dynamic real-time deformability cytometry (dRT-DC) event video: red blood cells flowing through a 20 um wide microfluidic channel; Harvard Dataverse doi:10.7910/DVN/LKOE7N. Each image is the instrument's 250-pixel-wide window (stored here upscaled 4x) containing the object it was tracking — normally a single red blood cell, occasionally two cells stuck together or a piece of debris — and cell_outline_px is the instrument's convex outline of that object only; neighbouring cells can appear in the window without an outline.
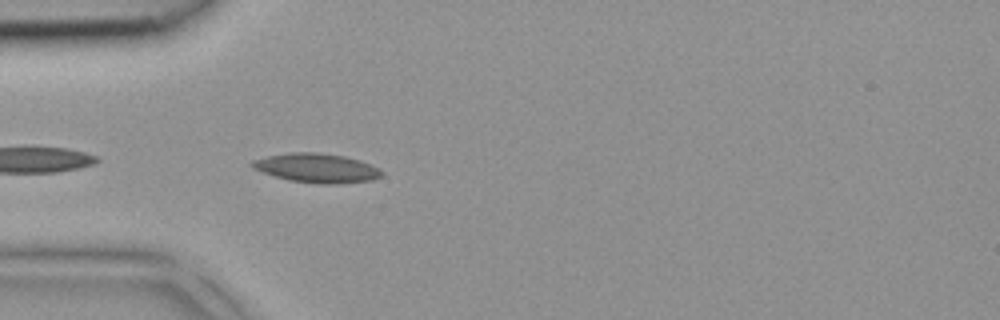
{"species": "common noctule bat (a hibernating species)", "species_latin": "Nyctalus noctula", "temperature_condition": "room temperature", "stored_images_in_passage": 20, "camera_frame_rate_fps": 3000, "um_per_image_px": 0.085, "animal": {"sex": "female", "body_mass_g": 18.4}, "frame": {"image": 1, "passage_image": 12, "time_ms": 3.667, "image_size_px": [1000, 320], "cell_outline_px": [[384, 172], [380, 176], [372, 180], [336, 184], [320, 184], [288, 180], [252, 168], [248, 164], [252, 160], [268, 156], [292, 152], [316, 152], [344, 156], [360, 160], [380, 168]], "centroid_in_image_um": [26.93, 14.28], "position_along_channel_um": 58.1, "area_um2": 22.02}}